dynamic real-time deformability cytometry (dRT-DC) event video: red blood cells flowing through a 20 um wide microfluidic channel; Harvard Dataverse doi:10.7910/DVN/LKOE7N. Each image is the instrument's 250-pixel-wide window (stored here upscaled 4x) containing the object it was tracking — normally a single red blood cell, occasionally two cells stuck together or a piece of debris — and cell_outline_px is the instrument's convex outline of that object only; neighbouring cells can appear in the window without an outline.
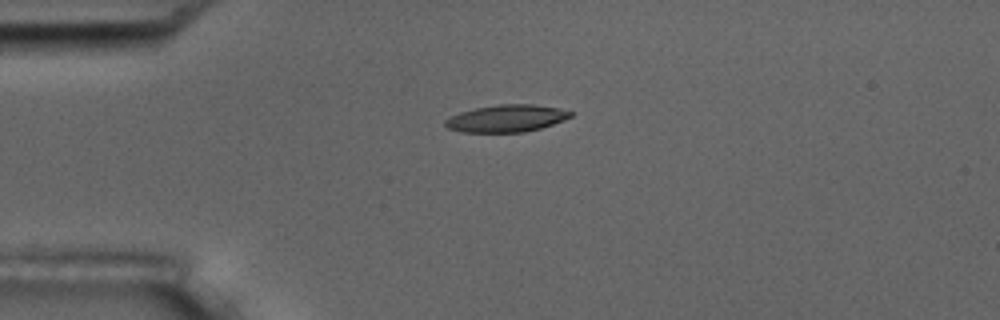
{"species": "common noctule bat (a hibernating species)", "species_latin": "Nyctalus noctula", "temperature_condition": "room temperature", "stored_images_in_passage": 10, "camera_frame_rate_fps": 3000, "um_per_image_px": 0.085, "animal": {"sex": "male", "body_mass_g": 17.5, "forearm_length_mm": 52.3}, "frame": {"image": 1, "passage_image": 1, "time_ms": 0.0, "image_size_px": [1000, 320], "cell_outline_px": [[572, 116], [564, 120], [540, 128], [524, 132], [460, 132], [448, 128], [444, 124], [444, 120], [460, 112], [476, 108], [500, 104], [532, 104], [560, 108], [572, 112]], "centroid_in_image_um": [43.05, 10.06], "position_along_channel_um": 42.0, "area_um2": 19.77}}
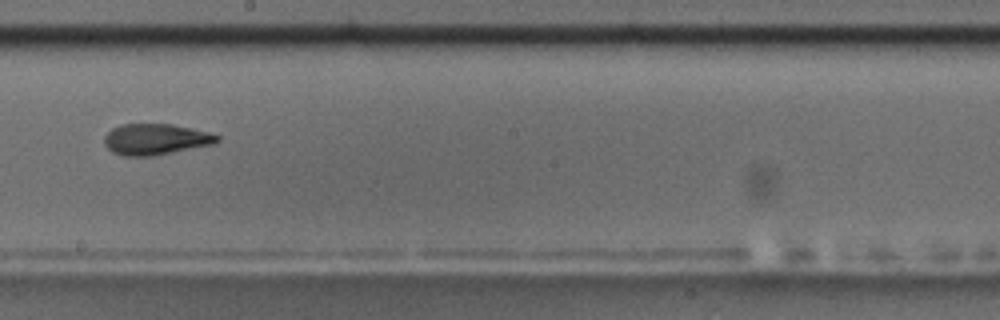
{"frame": {"image": 2, "passage_image": 6, "time_ms": 6.0, "image_size_px": [1000, 320], "cell_outline_px": [[220, 140], [216, 144], [152, 156], [124, 156], [112, 152], [104, 144], [104, 136], [112, 128], [120, 124], [172, 124], [192, 128], [208, 132], [220, 136]], "centroid_in_image_um": [13.24, 11.84], "position_along_channel_um": 235.0, "area_um2": 20.58}}
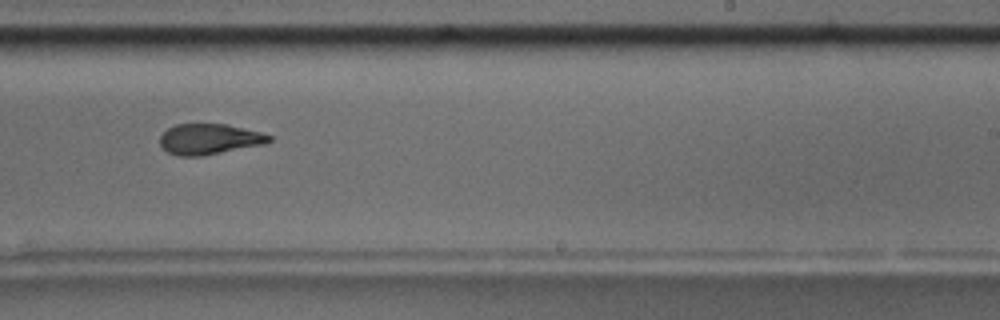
{"frame": {"image": 3, "passage_image": 7, "time_ms": 7.0, "image_size_px": [1000, 320], "cell_outline_px": [[272, 140], [264, 144], [200, 156], [176, 156], [168, 152], [160, 144], [160, 136], [168, 128], [176, 124], [228, 124], [260, 132], [272, 136]], "centroid_in_image_um": [17.78, 11.82], "position_along_channel_um": 271.2, "area_um2": 19.36}, "authors_computed_cell_mechanics": {"area_um2": 19.9988, "velocity_mm_per_s": 3.6259, "shape_relaxation_time_tau1_ms": 9.103, "shape_relaxation_time_tau2_ms": 2.0346, "deformation_change_tau1": 0.217, "deformation_change_tau2": 0.0858}}